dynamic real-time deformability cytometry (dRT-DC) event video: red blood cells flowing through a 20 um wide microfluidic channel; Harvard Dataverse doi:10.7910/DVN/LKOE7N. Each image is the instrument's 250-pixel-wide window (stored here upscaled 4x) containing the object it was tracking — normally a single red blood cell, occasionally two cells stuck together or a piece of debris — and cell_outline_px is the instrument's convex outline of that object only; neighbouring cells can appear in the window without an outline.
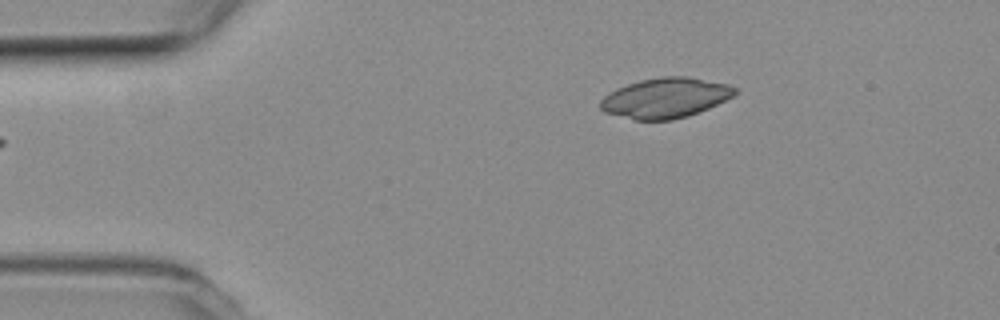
{"species": "common noctule bat (a hibernating species)", "species_latin": "Nyctalus noctula", "temperature_condition": "room temperature", "stored_images_in_passage": 2, "camera_frame_rate_fps": 3000, "um_per_image_px": 0.085, "animal": {"sex": "female", "body_mass_g": 19.3, "forearm_length_mm": 54.1}, "frame": {"image": 1, "passage_image": 2, "time_ms": 0.333, "image_size_px": [1000, 320], "cell_outline_px": [[736, 92], [732, 96], [708, 108], [688, 116], [672, 120], [636, 120], [604, 112], [600, 108], [600, 100], [604, 96], [616, 88], [640, 80], [664, 76], [688, 76], [728, 84], [736, 88]], "centroid_in_image_um": [56.53, 8.32], "position_along_channel_um": 28.5, "area_um2": 31.27}}